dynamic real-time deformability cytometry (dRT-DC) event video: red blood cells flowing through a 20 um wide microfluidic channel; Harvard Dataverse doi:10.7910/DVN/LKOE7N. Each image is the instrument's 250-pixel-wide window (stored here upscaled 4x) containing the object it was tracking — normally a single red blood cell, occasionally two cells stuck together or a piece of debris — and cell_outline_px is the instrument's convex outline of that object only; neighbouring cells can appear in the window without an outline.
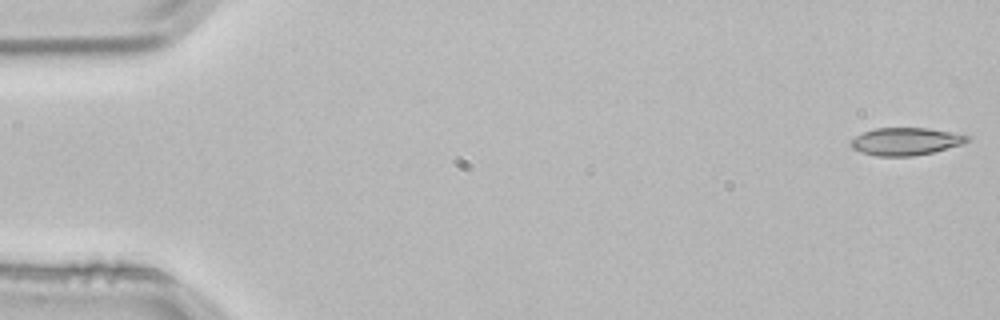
{"species": "common noctule bat (a hibernating species)", "species_latin": "Nyctalus noctula", "temperature_condition": "room temperature", "stored_images_in_passage": 4, "segment_of_instrument_passage": [2, 2], "camera_frame_rate_fps": 3000, "um_per_image_px": 0.085, "animal": {"sex": "male", "body_mass_g": 21.5, "forearm_length_mm": 52.0}, "frame": {"image": 1, "passage_image": 4, "time_ms": 1.0, "image_size_px": [1000, 320], "cell_outline_px": [[972, 136], [964, 144], [932, 152], [912, 156], [876, 156], [860, 152], [852, 148], [848, 144], [856, 136], [864, 132], [876, 128], [928, 128]], "centroid_in_image_um": [76.98, 12.02], "position_along_channel_um": 8.0, "area_um2": 18.67}}